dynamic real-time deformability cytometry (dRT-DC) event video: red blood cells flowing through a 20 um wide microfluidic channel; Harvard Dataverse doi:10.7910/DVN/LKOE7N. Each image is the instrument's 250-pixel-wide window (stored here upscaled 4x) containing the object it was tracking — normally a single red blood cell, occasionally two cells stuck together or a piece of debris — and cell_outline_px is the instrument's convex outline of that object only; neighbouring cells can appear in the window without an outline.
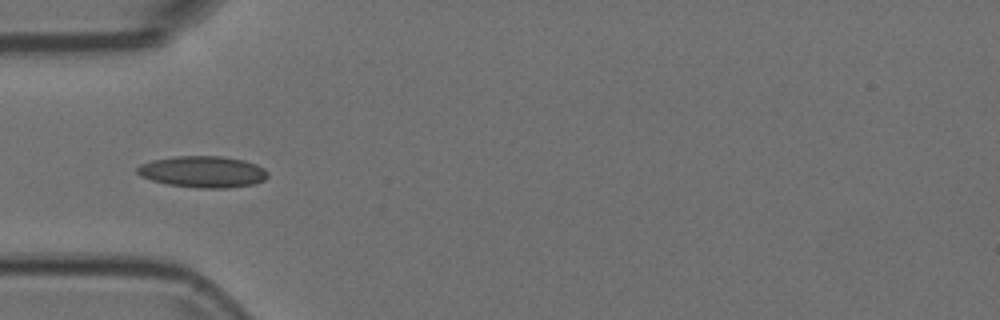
{"species": "Egyptian fruit bat (a non-hibernating species)", "species_latin": "Rousettus aegyptiacus", "temperature_condition": "room temperature", "stored_images_in_passage": 53, "camera_frame_rate_fps": 3000, "um_per_image_px": 0.085, "animal": {"sex": "female"}, "frame": {"image": 1, "passage_image": 16, "time_ms": 5.0, "image_size_px": [1000, 320], "cell_outline_px": [[268, 176], [264, 180], [256, 184], [228, 188], [200, 188], [168, 184], [152, 180], [140, 176], [136, 172], [136, 168], [140, 164], [152, 160], [176, 156], [220, 156], [244, 160], [256, 164], [264, 168], [268, 172]], "centroid_in_image_um": [17.26, 14.6], "position_along_channel_um": 67.7, "area_um2": 24.04}}
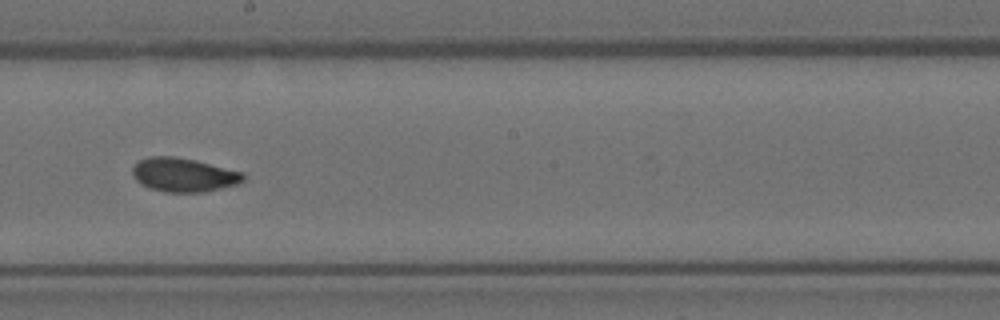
{"frame": {"image": 2, "passage_image": 29, "time_ms": 9.333, "image_size_px": [1000, 320], "cell_outline_px": [[244, 180], [236, 184], [204, 192], [164, 192], [148, 188], [140, 184], [132, 176], [132, 168], [140, 160], [148, 156], [176, 156], [196, 160], [244, 172]], "centroid_in_image_um": [15.58, 14.86], "position_along_channel_um": 232.6, "area_um2": 22.02}}
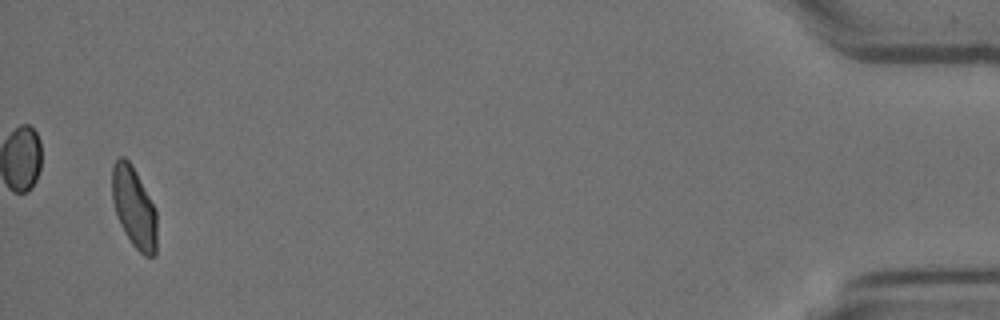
{"frame": {"image": 3, "passage_image": 51, "time_ms": 16.667, "image_size_px": [1000, 320], "cell_outline_px": [[156, 252], [152, 256], [144, 256], [132, 244], [120, 224], [116, 216], [112, 200], [112, 164], [120, 156], [124, 156], [132, 164], [156, 208]], "centroid_in_image_um": [11.38, 17.6], "position_along_channel_um": 423.8, "area_um2": 21.21}}